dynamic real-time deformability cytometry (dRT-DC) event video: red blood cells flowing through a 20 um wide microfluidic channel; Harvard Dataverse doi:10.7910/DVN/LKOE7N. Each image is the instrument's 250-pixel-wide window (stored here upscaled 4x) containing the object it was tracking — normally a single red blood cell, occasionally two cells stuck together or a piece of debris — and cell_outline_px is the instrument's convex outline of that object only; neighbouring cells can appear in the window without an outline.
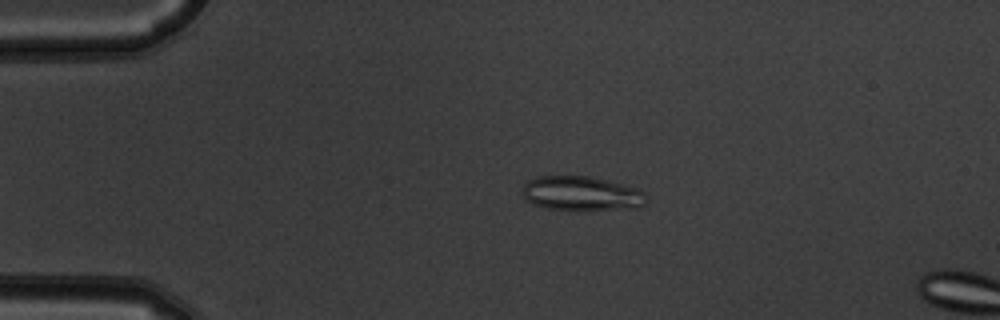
{"species": "common noctule bat (a hibernating species)", "species_latin": "Nyctalus noctula", "temperature_condition": "warm", "stored_images_in_passage": 2, "camera_frame_rate_fps": 3000, "um_per_image_px": 0.085, "animal": {"sex": "male", "body_mass_g": 19.5, "forearm_length_mm": 54.6}, "frame": {"image": 1, "passage_image": 1, "time_ms": 0.0, "image_size_px": [1000, 320], "cell_outline_px": [[644, 204], [640, 208], [548, 208], [532, 204], [524, 200], [524, 184], [528, 180], [536, 176], [588, 176], [608, 180], [636, 188], [644, 192]], "centroid_in_image_um": [49.38, 16.41], "position_along_channel_um": 35.6, "area_um2": 24.1}}